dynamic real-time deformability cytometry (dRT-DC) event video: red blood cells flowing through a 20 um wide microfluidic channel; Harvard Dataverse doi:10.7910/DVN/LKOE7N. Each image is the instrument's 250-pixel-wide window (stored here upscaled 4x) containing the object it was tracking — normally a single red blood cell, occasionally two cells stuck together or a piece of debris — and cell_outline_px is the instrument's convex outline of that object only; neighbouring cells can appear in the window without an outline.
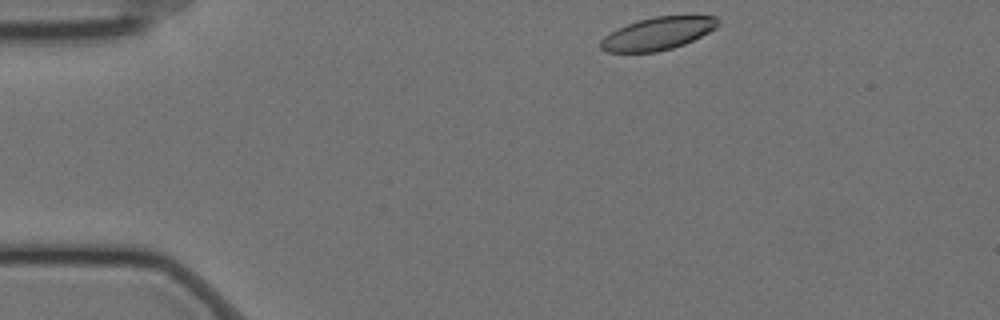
{"species": "Egyptian fruit bat (a non-hibernating species)", "species_latin": "Rousettus aegyptiacus", "temperature_condition": "cold", "stored_images_in_passage": 50, "camera_frame_rate_fps": 3000, "um_per_image_px": 0.085, "animal": {"sex": "female"}, "frame": {"image": 1, "passage_image": 1, "time_ms": 0.0, "image_size_px": [1000, 320], "cell_outline_px": [[720, 24], [716, 28], [684, 44], [672, 48], [656, 52], [608, 52], [600, 48], [600, 40], [604, 36], [628, 24], [640, 20], [656, 16], [716, 16], [720, 20]], "centroid_in_image_um": [55.93, 2.85], "position_along_channel_um": 29.1, "area_um2": 22.02}}
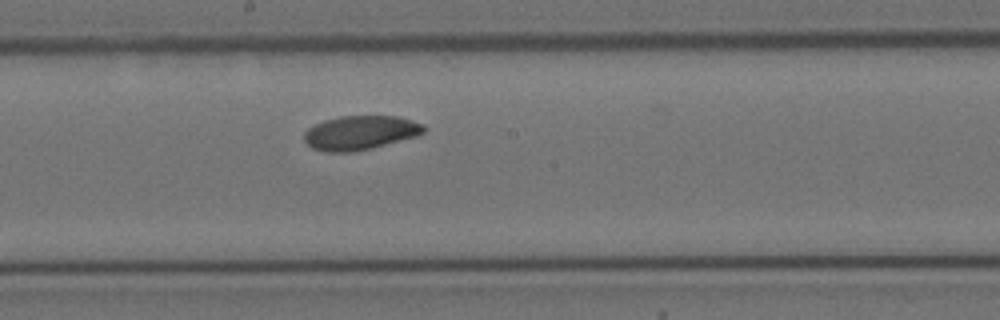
{"frame": {"image": 2, "passage_image": 23, "time_ms": 7.333, "image_size_px": [1000, 320], "cell_outline_px": [[424, 132], [416, 136], [372, 148], [352, 152], [324, 152], [312, 148], [304, 140], [304, 132], [308, 128], [324, 120], [340, 116], [396, 116], [412, 120], [424, 124]], "centroid_in_image_um": [30.6, 11.28], "position_along_channel_um": 217.6, "area_um2": 23.76}}
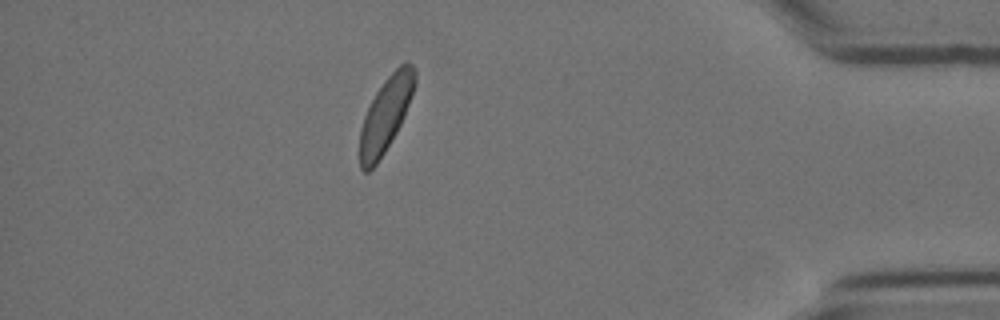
{"frame": {"image": 3, "passage_image": 43, "time_ms": 14.0, "image_size_px": [1000, 320], "cell_outline_px": [[416, 84], [404, 116], [396, 132], [384, 152], [376, 164], [368, 172], [364, 172], [360, 168], [360, 128], [364, 116], [376, 92], [384, 80], [400, 64], [412, 64], [416, 68]], "centroid_in_image_um": [32.79, 9.73], "position_along_channel_um": 402.4, "area_um2": 23.58}, "authors_computed_cell_mechanics": {"area_um2": 23.9292, "velocity_mm_per_s": 3.4071, "shape_relaxation_time_tau1_ms": 7.4466, "shape_relaxation_time_tau2_ms": null, "deformation_change_tau1": 0.1751, "deformation_change_tau2": null}}